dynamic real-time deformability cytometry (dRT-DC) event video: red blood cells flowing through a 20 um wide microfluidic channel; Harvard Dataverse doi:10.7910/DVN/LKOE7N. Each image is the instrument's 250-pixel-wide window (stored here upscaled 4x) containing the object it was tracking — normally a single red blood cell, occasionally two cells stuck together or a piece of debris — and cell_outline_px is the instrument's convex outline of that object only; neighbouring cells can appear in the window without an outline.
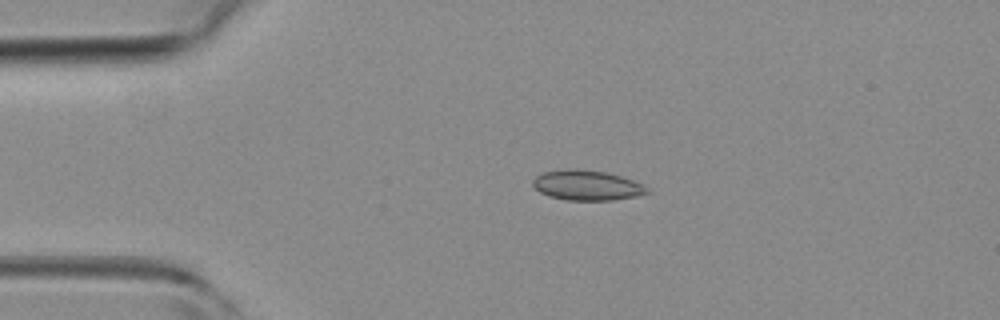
{"species": "common noctule bat (a hibernating species)", "species_latin": "Nyctalus noctula", "temperature_condition": "room temperature", "stored_images_in_passage": 5, "camera_frame_rate_fps": 3000, "um_per_image_px": 0.085, "animal": {"sex": "female", "body_mass_g": 19.3, "forearm_length_mm": 54.1}, "frame": {"image": 1, "passage_image": 3, "time_ms": 2.333, "image_size_px": [1000, 320], "cell_outline_px": [[652, 192], [636, 196], [612, 200], [568, 200], [548, 196], [540, 192], [532, 184], [532, 180], [536, 176], [544, 172], [568, 168], [576, 168], [604, 172], [620, 176], [644, 184]], "centroid_in_image_um": [49.9, 15.75], "position_along_channel_um": 35.1, "area_um2": 20.06}}
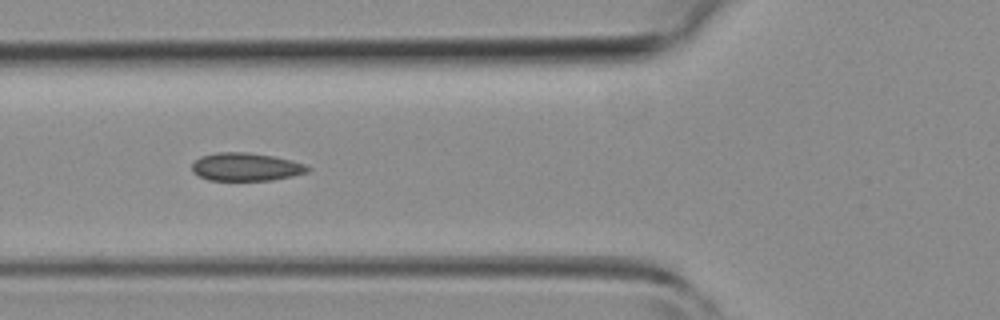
{"frame": {"image": 2, "passage_image": 5, "time_ms": 4.667, "image_size_px": [1000, 320], "cell_outline_px": [[312, 168], [308, 172], [292, 176], [272, 180], [208, 180], [192, 172], [192, 164], [200, 156], [216, 152], [248, 152], [272, 156], [292, 160], [304, 164]], "centroid_in_image_um": [20.9, 14.18], "position_along_channel_um": 104.9, "area_um2": 18.96}}